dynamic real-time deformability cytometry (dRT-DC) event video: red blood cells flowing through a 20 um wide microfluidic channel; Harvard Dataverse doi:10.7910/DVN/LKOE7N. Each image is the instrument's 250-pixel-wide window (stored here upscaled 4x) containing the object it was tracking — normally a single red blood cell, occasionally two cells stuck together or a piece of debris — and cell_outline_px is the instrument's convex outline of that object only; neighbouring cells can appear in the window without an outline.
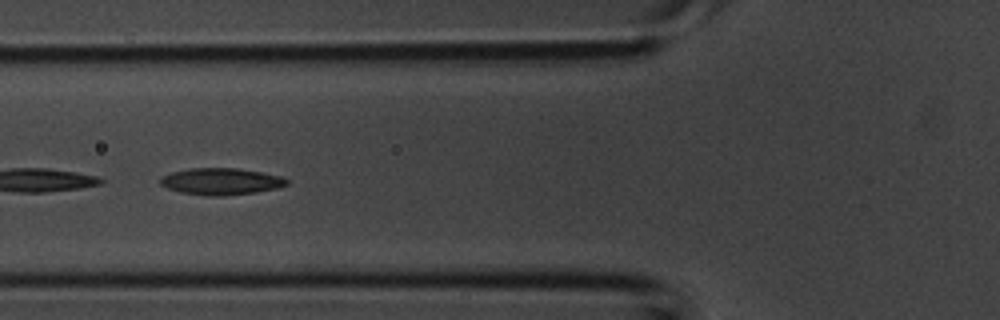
{"species": "common noctule bat (a hibernating species)", "species_latin": "Nyctalus noctula", "temperature_condition": "room temperature", "stored_images_in_passage": 5, "camera_frame_rate_fps": 3000, "um_per_image_px": 0.085, "animal": {"sex": "male", "body_mass_g": 20.1, "forearm_length_mm": 53.5}, "frame": {"image": 1, "passage_image": 5, "time_ms": 1.333, "image_size_px": [1000, 320], "cell_outline_px": [[288, 184], [276, 188], [256, 192], [224, 196], [208, 196], [180, 192], [168, 188], [160, 184], [160, 176], [172, 172], [188, 168], [240, 168], [280, 176], [288, 180]], "centroid_in_image_um": [18.76, 15.42], "position_along_channel_um": 107.0, "area_um2": 19.71}}